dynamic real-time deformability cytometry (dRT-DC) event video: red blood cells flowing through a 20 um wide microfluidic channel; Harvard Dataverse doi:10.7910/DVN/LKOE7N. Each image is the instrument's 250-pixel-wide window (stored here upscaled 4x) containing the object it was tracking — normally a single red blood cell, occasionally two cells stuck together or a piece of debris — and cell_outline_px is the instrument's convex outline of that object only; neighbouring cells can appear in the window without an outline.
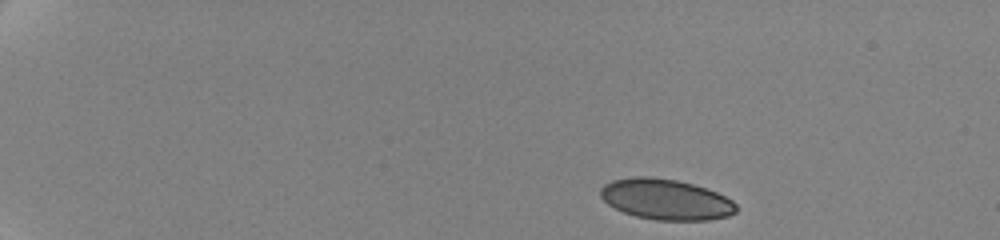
{"species": "human", "species_latin": "Homo sapiens", "temperature_condition": "cold", "stored_images_in_passage": 7, "camera_frame_rate_fps": 3000, "um_per_image_px": 0.085, "donor": {"sex": "female"}, "frame": {"image": 1, "passage_image": 1, "time_ms": 0.0, "image_size_px": [1000, 240], "cell_outline_px": [[736, 212], [728, 216], [708, 220], [656, 220], [636, 216], [624, 212], [608, 204], [600, 196], [600, 188], [604, 184], [612, 180], [636, 176], [648, 176], [676, 180], [692, 184], [716, 192], [732, 200], [736, 204]], "centroid_in_image_um": [56.58, 16.94], "position_along_channel_um": 28.4, "area_um2": 32.02}}
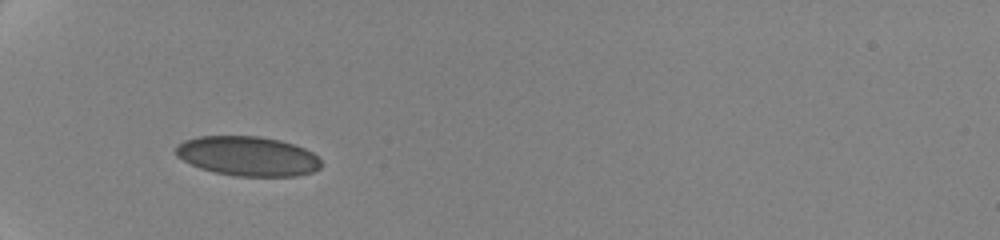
{"frame": {"image": 2, "passage_image": 5, "time_ms": 4.0, "image_size_px": [1000, 240], "cell_outline_px": [[320, 168], [312, 172], [296, 176], [236, 176], [216, 172], [200, 168], [176, 156], [176, 148], [184, 140], [200, 136], [256, 136], [280, 140], [304, 148], [312, 152], [320, 160]], "centroid_in_image_um": [21.06, 13.27], "position_along_channel_um": 63.9, "area_um2": 33.23}}